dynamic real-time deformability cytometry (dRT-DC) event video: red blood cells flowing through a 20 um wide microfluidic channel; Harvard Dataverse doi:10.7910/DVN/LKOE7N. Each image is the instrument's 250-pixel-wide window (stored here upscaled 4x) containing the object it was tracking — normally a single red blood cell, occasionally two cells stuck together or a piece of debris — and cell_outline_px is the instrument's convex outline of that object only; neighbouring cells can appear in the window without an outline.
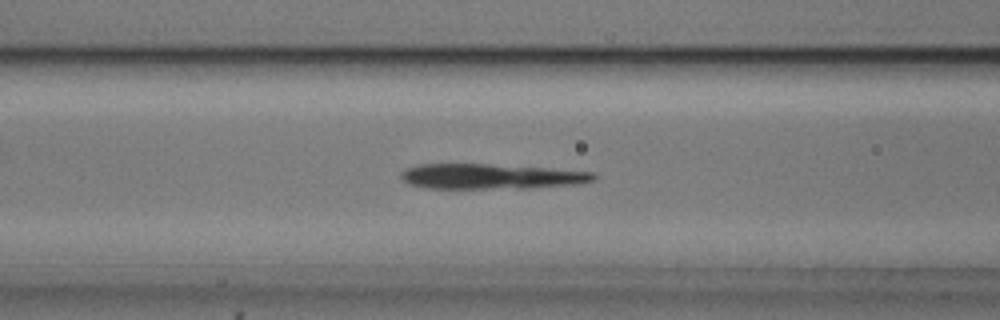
{"species": "common noctule bat (a hibernating species)", "species_latin": "Nyctalus noctula", "temperature_condition": "cold", "stored_images_in_passage": 42, "camera_frame_rate_fps": 3000, "um_per_image_px": 0.085, "animal": {"sex": "male", "body_mass_g": 20.5, "forearm_length_mm": 52.5}, "frame": {"image": 1, "passage_image": 13, "time_ms": 4.0, "image_size_px": [1000, 320], "cell_outline_px": [[596, 176], [592, 180], [576, 184], [528, 188], [424, 188], [408, 184], [400, 180], [400, 172], [408, 168], [420, 164], [488, 164], [548, 168], [592, 172]], "centroid_in_image_um": [41.64, 15.0], "position_along_channel_um": 125.0, "area_um2": 28.15}}
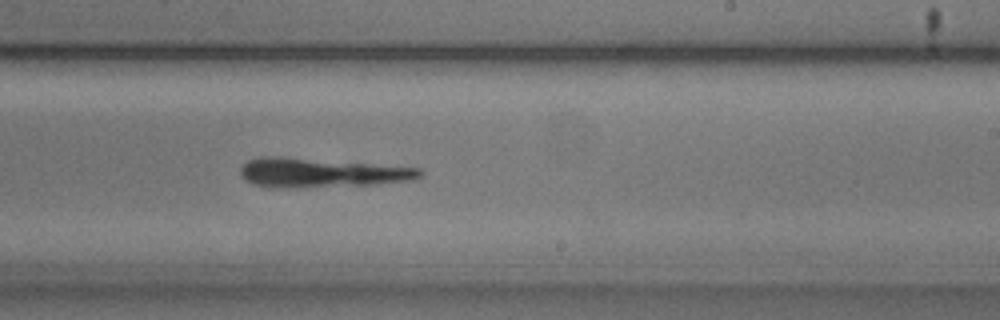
{"frame": {"image": 2, "passage_image": 24, "time_ms": 7.667, "image_size_px": [1000, 320], "cell_outline_px": [[424, 172], [416, 180], [372, 184], [256, 184], [244, 180], [240, 172], [240, 168], [248, 160], [260, 156], [276, 156], [424, 168]], "centroid_in_image_um": [27.42, 14.61], "position_along_channel_um": 261.6, "area_um2": 28.67}}
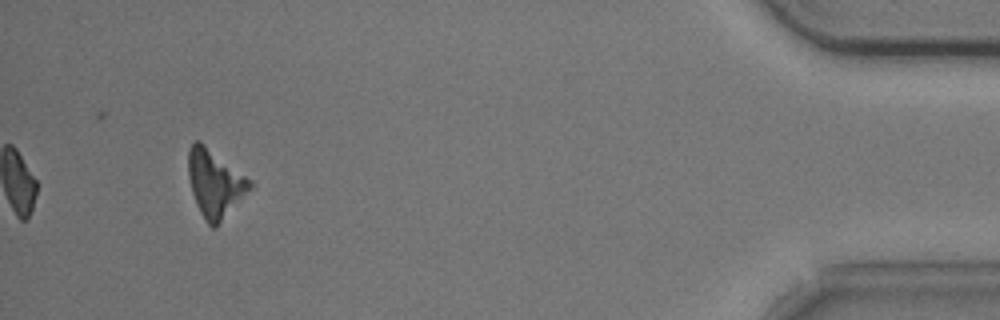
{"frame": {"image": 3, "passage_image": 42, "time_ms": 13.667, "image_size_px": [1000, 320], "cell_outline_px": [[256, 184], [216, 228], [212, 228], [204, 220], [196, 204], [192, 192], [188, 176], [188, 148], [196, 140], [200, 140], [252, 180]], "centroid_in_image_um": [18.29, 15.59], "position_along_channel_um": 416.9, "area_um2": 24.62}}